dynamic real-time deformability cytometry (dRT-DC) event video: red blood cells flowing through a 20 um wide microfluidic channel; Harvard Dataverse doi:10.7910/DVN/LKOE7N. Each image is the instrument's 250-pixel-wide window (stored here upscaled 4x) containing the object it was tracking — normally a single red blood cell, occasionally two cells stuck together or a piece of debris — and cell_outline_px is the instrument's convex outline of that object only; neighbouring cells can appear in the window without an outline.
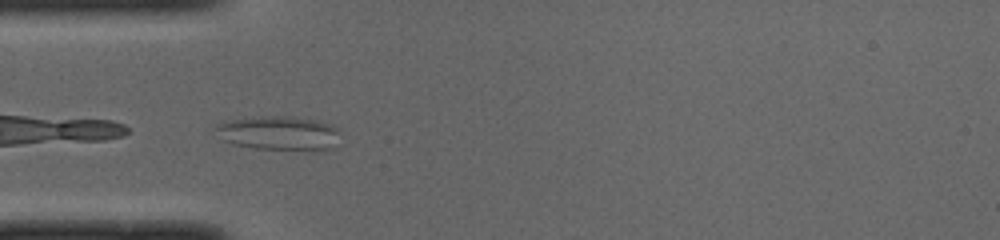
{"species": "common noctule bat (a hibernating species)", "species_latin": "Nyctalus noctula", "temperature_condition": "cold", "stored_images_in_passage": 37, "camera_frame_rate_fps": 3000, "um_per_image_px": 0.085, "animal": {"sex": "male", "body_mass_g": 19.0, "forearm_length_mm": 50.8}, "frame": {"image": 1, "passage_image": 1, "time_ms": 0.0, "image_size_px": [1000, 240], "cell_outline_px": [[340, 128], [332, 148], [312, 152], [252, 148], [232, 144], [224, 140], [212, 128], [220, 120], [252, 116], [296, 116], [316, 120], [332, 124]], "centroid_in_image_um": [23.66, 11.31], "position_along_channel_um": 61.3, "area_um2": 25.84}}
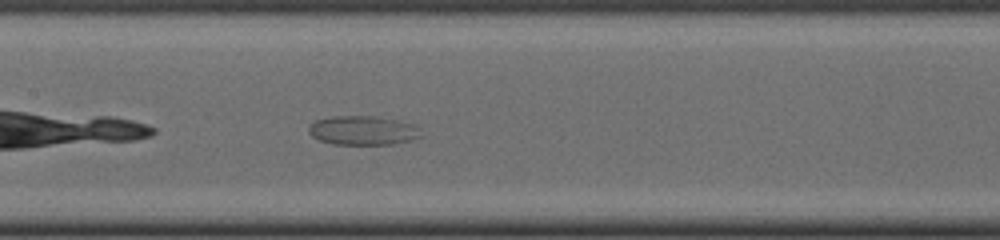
{"frame": {"image": 2, "passage_image": 10, "time_ms": 3.0, "image_size_px": [1000, 240], "cell_outline_px": [[424, 136], [412, 140], [392, 144], [332, 144], [320, 140], [312, 136], [308, 132], [308, 128], [316, 120], [336, 116], [372, 116], [396, 120], [416, 124], [420, 128]], "centroid_in_image_um": [30.91, 11.09], "position_along_channel_um": 176.5, "area_um2": 19.13}}
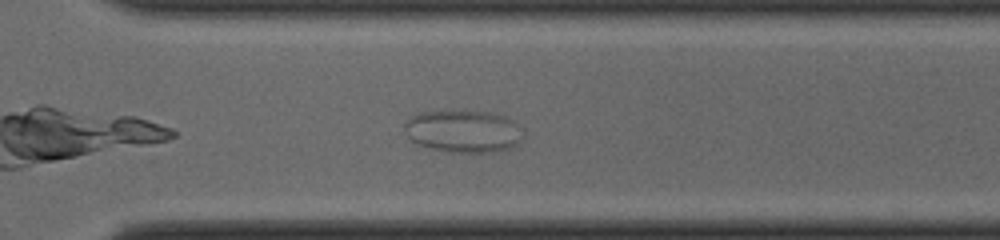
{"frame": {"image": 3, "passage_image": 22, "time_ms": 7.0, "image_size_px": [1000, 240], "cell_outline_px": [[524, 136], [516, 144], [508, 148], [496, 152], [444, 152], [428, 148], [412, 140], [408, 136], [404, 128], [404, 120], [420, 112], [488, 112], [508, 116], [516, 120]], "centroid_in_image_um": [39.4, 11.17], "position_along_channel_um": 331.2, "area_um2": 29.3}}